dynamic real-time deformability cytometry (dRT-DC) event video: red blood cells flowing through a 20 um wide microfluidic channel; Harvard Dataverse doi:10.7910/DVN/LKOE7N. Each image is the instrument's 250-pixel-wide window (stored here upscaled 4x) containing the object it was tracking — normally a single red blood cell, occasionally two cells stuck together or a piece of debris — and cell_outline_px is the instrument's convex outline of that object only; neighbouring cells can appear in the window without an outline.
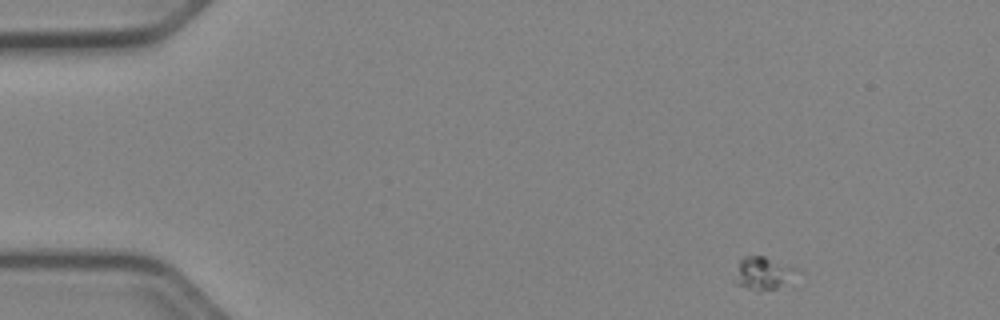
{"species": "Egyptian fruit bat (a non-hibernating species)", "species_latin": "Rousettus aegyptiacus", "temperature_condition": "cold", "stored_images_in_passage": 48, "camera_frame_rate_fps": 3000, "um_per_image_px": 0.085, "animal": {"sex": "female"}, "frame": {"image": 1, "passage_image": 1, "time_ms": 0.0, "image_size_px": [1000, 320], "cell_outline_px": [[804, 272], [776, 288], [760, 292], [736, 284], [732, 280], [740, 260], [744, 256], [764, 256], [796, 268]], "centroid_in_image_um": [64.88, 23.23], "position_along_channel_um": 20.1, "area_um2": 12.02}}
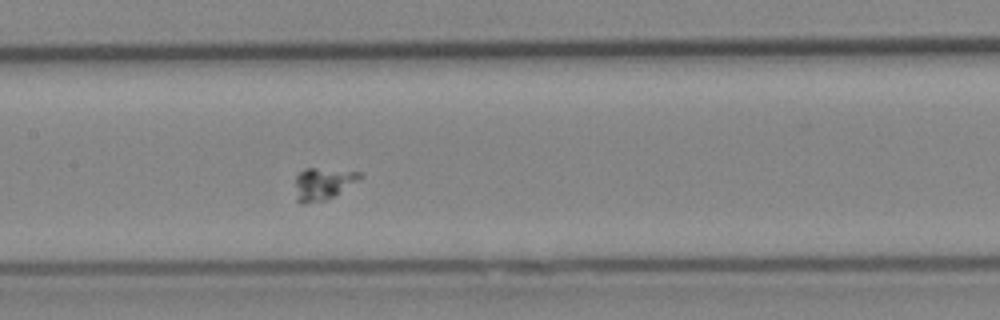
{"frame": {"image": 2, "passage_image": 21, "time_ms": 6.667, "image_size_px": [1000, 320], "cell_outline_px": [[364, 176], [336, 196], [324, 200], [304, 204], [300, 204], [296, 200], [296, 176], [304, 168], [316, 168], [360, 172]], "centroid_in_image_um": [27.45, 15.63], "position_along_channel_um": 179.9, "area_um2": 12.14}}
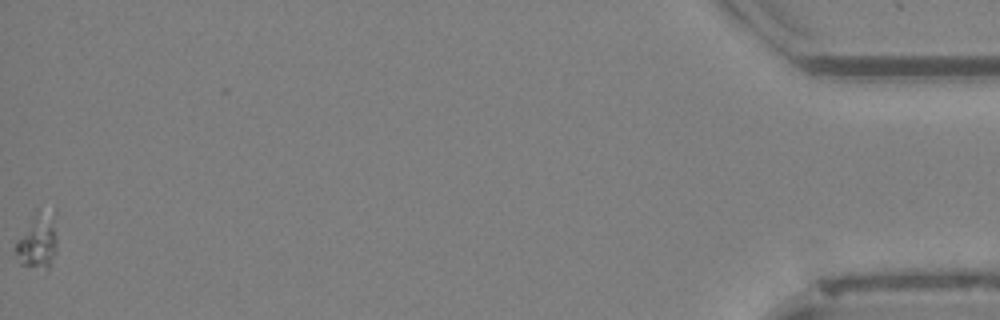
{"frame": {"image": 3, "passage_image": 48, "time_ms": 15.667, "image_size_px": [1000, 320], "cell_outline_px": [[56, 248], [48, 268], [20, 264], [16, 252], [16, 240], [36, 208], [44, 212], [48, 216], [56, 236]], "centroid_in_image_um": [3.12, 20.51], "position_along_channel_um": 432.1, "area_um2": 12.43}}